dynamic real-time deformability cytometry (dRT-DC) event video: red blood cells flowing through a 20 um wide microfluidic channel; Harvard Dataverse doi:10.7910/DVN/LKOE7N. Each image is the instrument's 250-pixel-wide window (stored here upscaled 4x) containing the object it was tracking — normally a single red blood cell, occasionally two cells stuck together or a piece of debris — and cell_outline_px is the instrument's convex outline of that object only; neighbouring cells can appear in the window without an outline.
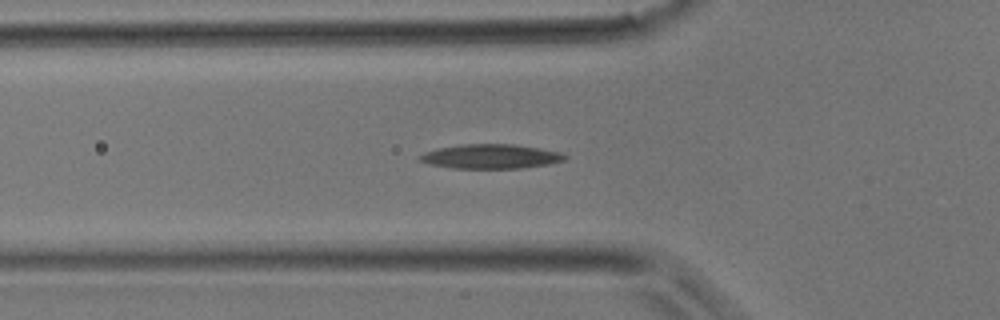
{"species": "common noctule bat (a hibernating species)", "species_latin": "Nyctalus noctula", "temperature_condition": "room temperature", "stored_images_in_passage": 33, "camera_frame_rate_fps": 3000, "um_per_image_px": 0.085, "animal": {"sex": "male", "body_mass_g": 17.9}, "frame": {"image": 1, "passage_image": 6, "time_ms": 1.667, "image_size_px": [1000, 320], "cell_outline_px": [[568, 156], [564, 160], [548, 164], [520, 168], [452, 168], [428, 164], [420, 160], [416, 156], [424, 152], [440, 148], [460, 144], [512, 144], [540, 148], [564, 152]], "centroid_in_image_um": [41.72, 13.29], "position_along_channel_um": 84.1, "area_um2": 20.69}}
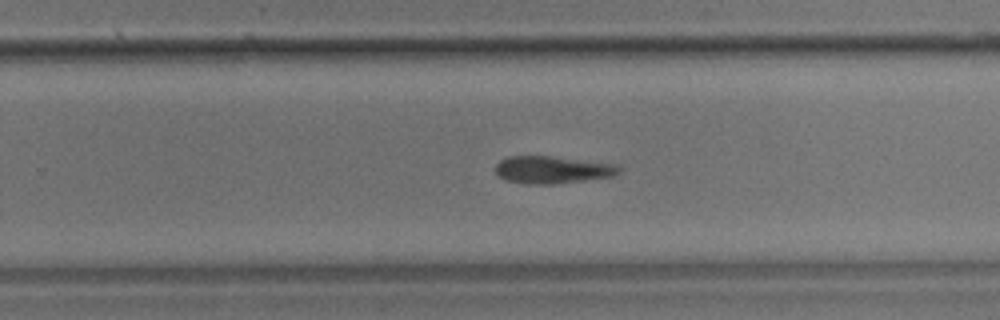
{"frame": {"image": 2, "passage_image": 18, "time_ms": 5.667, "image_size_px": [1000, 320], "cell_outline_px": [[620, 172], [616, 176], [552, 184], [528, 184], [504, 180], [496, 172], [496, 164], [500, 160], [508, 156], [552, 156], [616, 164], [620, 168]], "centroid_in_image_um": [46.95, 14.43], "position_along_channel_um": 282.8, "area_um2": 19.71}}
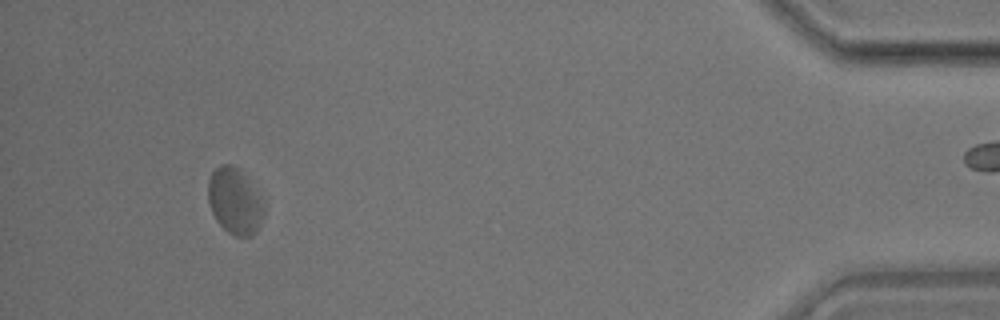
{"frame": {"image": 3, "passage_image": 30, "time_ms": 9.667, "image_size_px": [1000, 320], "cell_outline_px": [[264, 216], [256, 232], [252, 236], [236, 236], [228, 232], [216, 220], [212, 212], [208, 200], [208, 180], [212, 172], [220, 164], [232, 164], [240, 168], [248, 176], [264, 208]], "centroid_in_image_um": [19.95, 17.07], "position_along_channel_um": 415.3, "area_um2": 21.56}}